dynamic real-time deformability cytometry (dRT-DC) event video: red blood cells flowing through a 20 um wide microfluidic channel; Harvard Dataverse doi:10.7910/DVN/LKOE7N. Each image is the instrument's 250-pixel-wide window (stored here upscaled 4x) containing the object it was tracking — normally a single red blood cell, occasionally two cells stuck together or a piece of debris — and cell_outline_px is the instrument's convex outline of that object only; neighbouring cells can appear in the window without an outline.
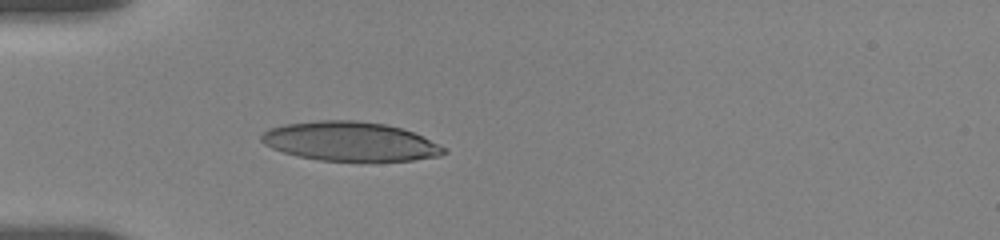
{"species": "human", "species_latin": "Homo sapiens", "temperature_condition": "room temperature", "stored_images_in_passage": 30, "camera_frame_rate_fps": 3000, "um_per_image_px": 0.085, "donor": {"sex": "female"}, "frame": {"image": 1, "passage_image": 6, "time_ms": 4.333, "image_size_px": [1000, 240], "cell_outline_px": [[448, 152], [440, 156], [412, 160], [360, 164], [320, 160], [296, 156], [272, 148], [264, 144], [260, 140], [260, 136], [268, 128], [284, 124], [316, 120], [356, 120], [384, 124], [404, 128], [440, 144], [448, 148]], "centroid_in_image_um": [29.81, 12.06], "position_along_channel_um": 55.2, "area_um2": 43.06}}
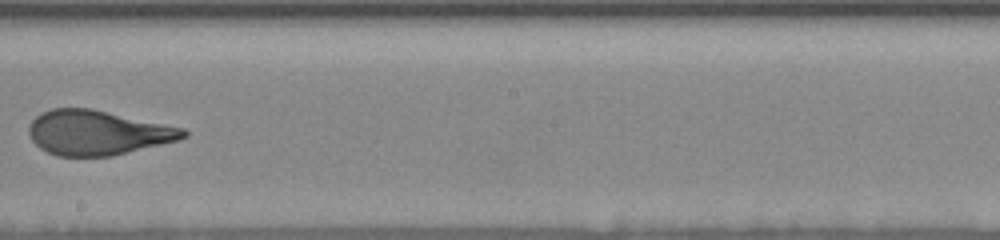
{"frame": {"image": 2, "passage_image": 17, "time_ms": 9.667, "image_size_px": [1000, 240], "cell_outline_px": [[188, 136], [180, 140], [112, 156], [56, 156], [40, 148], [32, 140], [28, 132], [28, 128], [32, 120], [36, 116], [52, 108], [92, 108], [184, 128], [188, 132]], "centroid_in_image_um": [8.31, 11.28], "position_along_channel_um": 239.9, "area_um2": 40.29}}
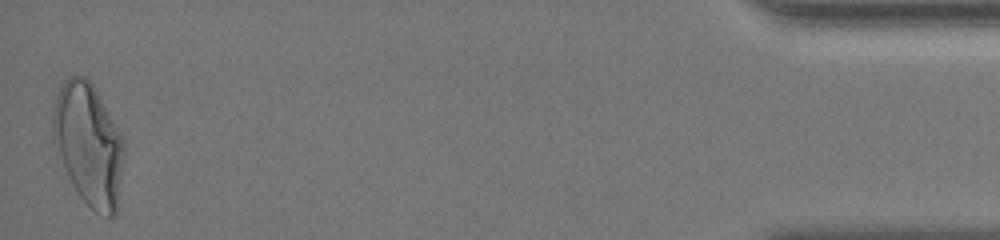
{"frame": {"image": 3, "passage_image": 30, "time_ms": 17.0, "image_size_px": [1000, 240], "cell_outline_px": [[124, 152], [116, 212], [112, 216], [108, 216], [96, 212], [80, 196], [72, 184], [52, 144], [52, 116], [56, 96], [64, 80], [68, 76], [84, 76], [96, 88], [124, 140]], "centroid_in_image_um": [7.5, 12.23], "position_along_channel_um": 427.7, "area_um2": 50.4}, "authors_computed_cell_mechanics": {"area_um2": 41.038, "velocity_mm_per_s": 3.6489, "shape_relaxation_time_tau1_ms": 5.0858, "shape_relaxation_time_tau2_ms": 0.8271, "deformation_change_tau1": 0.2208, "deformation_change_tau2": 0.0882}}